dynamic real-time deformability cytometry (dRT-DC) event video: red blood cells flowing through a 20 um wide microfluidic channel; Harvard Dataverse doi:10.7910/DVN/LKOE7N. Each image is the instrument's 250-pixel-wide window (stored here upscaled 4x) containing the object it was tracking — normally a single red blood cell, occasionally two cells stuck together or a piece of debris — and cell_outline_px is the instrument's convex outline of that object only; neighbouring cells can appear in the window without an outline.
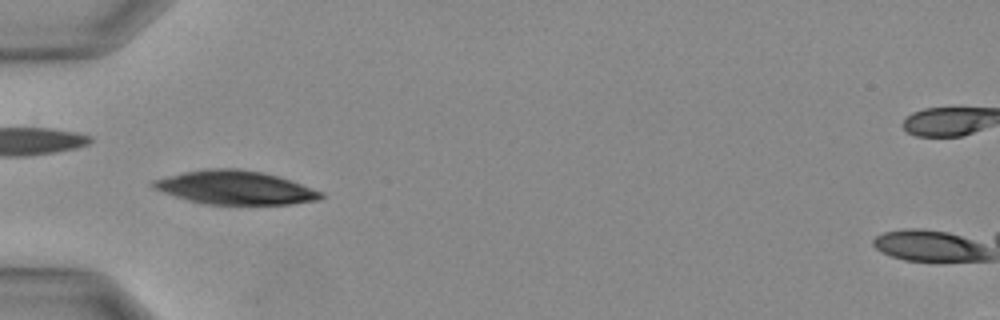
{"species": "Egyptian fruit bat (a non-hibernating species)", "species_latin": "Rousettus aegyptiacus", "temperature_condition": "warm", "stored_images_in_passage": 5, "camera_frame_rate_fps": 3000, "um_per_image_px": 0.085, "animal": {"sex": "female"}, "frame": {"image": 1, "passage_image": 1, "time_ms": 0.0, "image_size_px": [1000, 320], "cell_outline_px": [[324, 196], [320, 200], [292, 204], [204, 204], [188, 200], [152, 188], [148, 184], [152, 180], [184, 172], [208, 168], [236, 168], [260, 172], [276, 176], [324, 192]], "centroid_in_image_um": [19.97, 15.95], "position_along_channel_um": 65.0, "area_um2": 32.66}}